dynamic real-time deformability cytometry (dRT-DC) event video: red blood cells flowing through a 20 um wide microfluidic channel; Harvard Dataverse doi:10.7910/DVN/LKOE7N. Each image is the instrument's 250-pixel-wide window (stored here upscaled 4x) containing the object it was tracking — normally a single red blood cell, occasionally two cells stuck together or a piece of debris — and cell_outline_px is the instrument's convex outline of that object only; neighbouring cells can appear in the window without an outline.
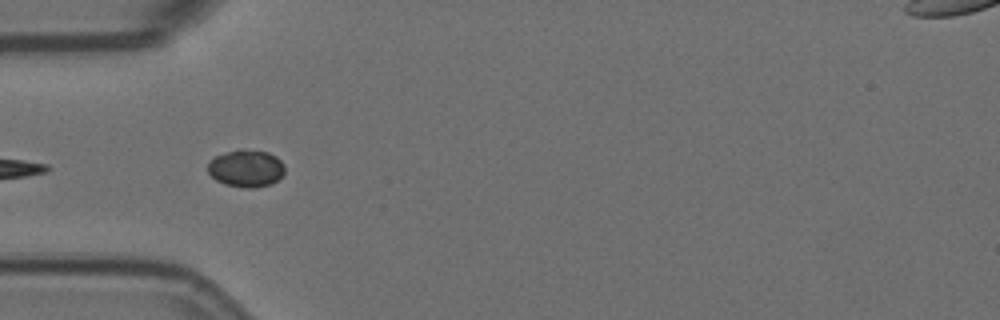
{"species": "Egyptian fruit bat (a non-hibernating species)", "species_latin": "Rousettus aegyptiacus", "temperature_condition": "room temperature", "stored_images_in_passage": 6, "camera_frame_rate_fps": 3000, "um_per_image_px": 0.085, "animal": {"sex": "female"}, "frame": {"image": 1, "passage_image": 5, "time_ms": 1.333, "image_size_px": [1000, 320], "cell_outline_px": [[284, 172], [272, 184], [252, 188], [248, 188], [224, 184], [216, 180], [208, 172], [208, 164], [212, 156], [228, 152], [268, 152], [276, 156], [284, 164]], "centroid_in_image_um": [20.91, 14.35], "position_along_channel_um": 64.1, "area_um2": 16.18}}
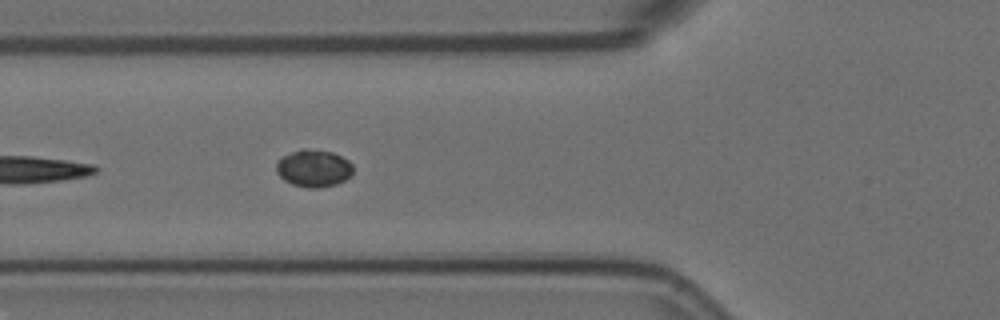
{"frame": {"image": 2, "passage_image": 6, "time_ms": 1.667, "image_size_px": [1000, 320], "cell_outline_px": [[352, 172], [344, 180], [336, 184], [316, 188], [308, 188], [292, 184], [284, 180], [276, 172], [276, 164], [284, 156], [292, 152], [304, 148], [332, 152], [348, 160], [352, 164]], "centroid_in_image_um": [26.65, 14.31], "position_along_channel_um": 99.2, "area_um2": 16.42}}